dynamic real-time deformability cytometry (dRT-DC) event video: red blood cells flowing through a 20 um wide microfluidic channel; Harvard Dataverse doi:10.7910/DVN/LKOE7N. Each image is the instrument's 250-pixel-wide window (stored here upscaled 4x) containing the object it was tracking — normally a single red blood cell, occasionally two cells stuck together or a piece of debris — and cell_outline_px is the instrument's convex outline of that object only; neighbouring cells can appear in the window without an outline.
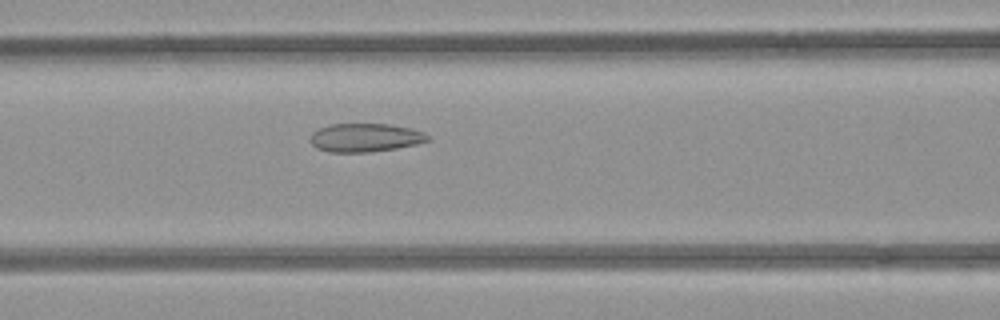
{"species": "common noctule bat (a hibernating species)", "species_latin": "Nyctalus noctula", "temperature_condition": "room temperature", "stored_images_in_passage": 33, "camera_frame_rate_fps": 3000, "um_per_image_px": 0.085, "animal": {"sex": "female", "body_mass_g": 21.9}, "frame": {"image": 1, "passage_image": 8, "time_ms": 2.333, "image_size_px": [1000, 320], "cell_outline_px": [[428, 140], [416, 144], [396, 148], [368, 152], [328, 152], [316, 148], [308, 140], [312, 132], [328, 124], [388, 124], [412, 128], [424, 132], [428, 136]], "centroid_in_image_um": [30.99, 11.69], "position_along_channel_um": 135.6, "area_um2": 19.54}}
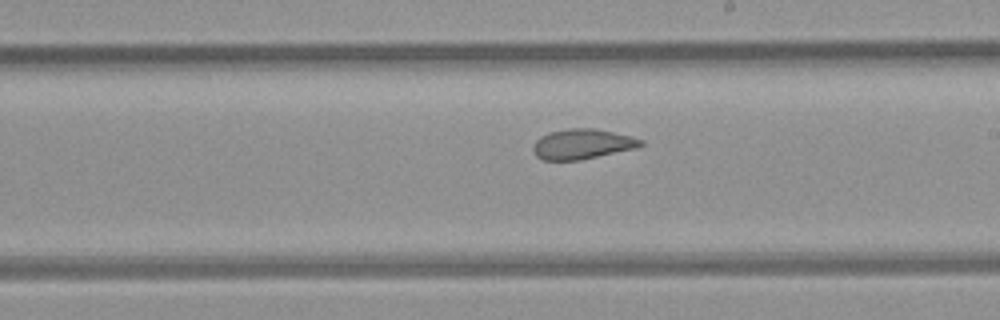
{"frame": {"image": 2, "passage_image": 16, "time_ms": 5.0, "image_size_px": [1000, 320], "cell_outline_px": [[644, 144], [636, 148], [580, 160], [544, 160], [536, 156], [532, 152], [532, 148], [536, 140], [540, 136], [548, 132], [568, 128], [596, 128], [632, 136], [644, 140]], "centroid_in_image_um": [49.49, 12.23], "position_along_channel_um": 239.5, "area_um2": 19.07}}
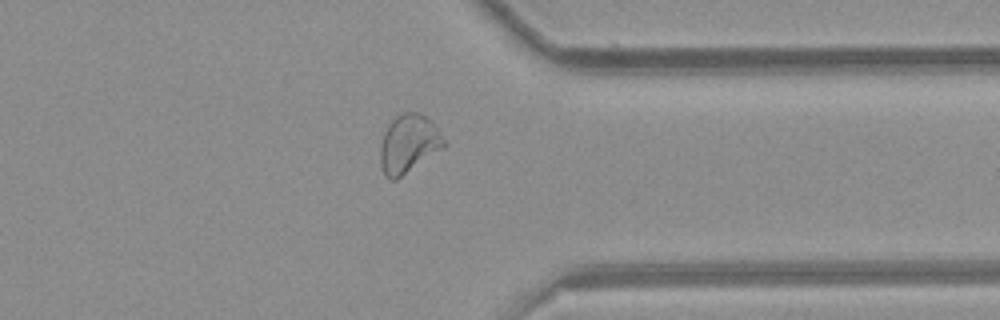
{"frame": {"image": 3, "passage_image": 27, "time_ms": 8.667, "image_size_px": [1000, 320], "cell_outline_px": [[448, 144], [444, 148], [396, 180], [388, 180], [384, 176], [380, 164], [380, 148], [384, 132], [388, 124], [400, 112], [420, 112], [432, 120]], "centroid_in_image_um": [34.74, 12.22], "position_along_channel_um": 376.7, "area_um2": 22.08}, "authors_computed_cell_mechanics": {"area_um2": 19.5364, "velocity_mm_per_s": 3.9041, "shape_relaxation_time_tau1_ms": null, "shape_relaxation_time_tau2_ms": 1.4616, "deformation_change_tau1": null, "deformation_change_tau2": 0.0771}}